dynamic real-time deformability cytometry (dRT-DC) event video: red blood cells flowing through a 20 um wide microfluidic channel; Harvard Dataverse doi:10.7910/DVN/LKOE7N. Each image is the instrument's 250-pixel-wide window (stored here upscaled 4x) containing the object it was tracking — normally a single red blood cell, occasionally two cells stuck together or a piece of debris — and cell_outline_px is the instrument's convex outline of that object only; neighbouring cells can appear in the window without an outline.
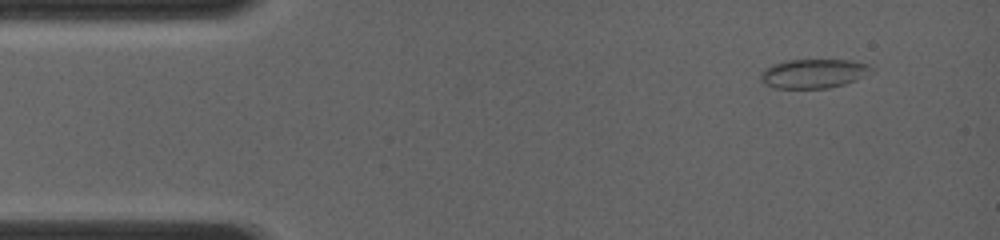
{"species": "common noctule bat (a hibernating species)", "species_latin": "Nyctalus noctula", "temperature_condition": "room temperature", "stored_images_in_passage": 6, "camera_frame_rate_fps": 4000, "um_per_image_px": 0.085, "animal": {"sex": "female", "body_mass_g": 19.0, "forearm_length_mm": 56.7}, "frame": {"image": 1, "passage_image": 1, "time_ms": 0.0, "image_size_px": [1000, 240], "cell_outline_px": [[872, 68], [864, 76], [856, 80], [844, 84], [828, 88], [776, 88], [764, 84], [760, 80], [760, 76], [764, 68], [772, 64], [784, 60], [848, 60], [868, 64]], "centroid_in_image_um": [69.09, 6.25], "position_along_channel_um": 15.9, "area_um2": 18.73}}
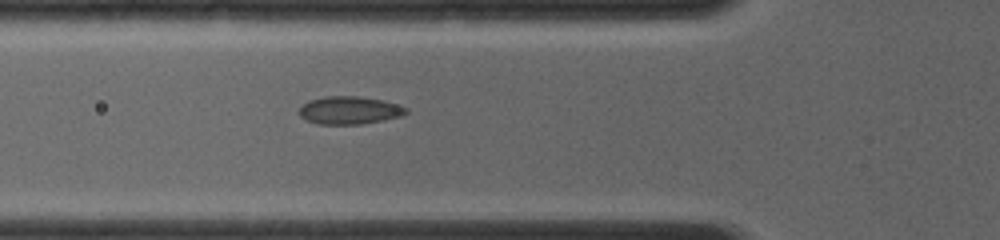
{"frame": {"image": 2, "passage_image": 6, "time_ms": 3.75, "image_size_px": [1000, 240], "cell_outline_px": [[408, 112], [400, 116], [384, 120], [360, 124], [320, 124], [308, 120], [300, 116], [296, 112], [308, 100], [324, 96], [360, 96], [380, 100], [396, 104], [408, 108]], "centroid_in_image_um": [29.68, 9.37], "position_along_channel_um": 96.1, "area_um2": 17.28}}